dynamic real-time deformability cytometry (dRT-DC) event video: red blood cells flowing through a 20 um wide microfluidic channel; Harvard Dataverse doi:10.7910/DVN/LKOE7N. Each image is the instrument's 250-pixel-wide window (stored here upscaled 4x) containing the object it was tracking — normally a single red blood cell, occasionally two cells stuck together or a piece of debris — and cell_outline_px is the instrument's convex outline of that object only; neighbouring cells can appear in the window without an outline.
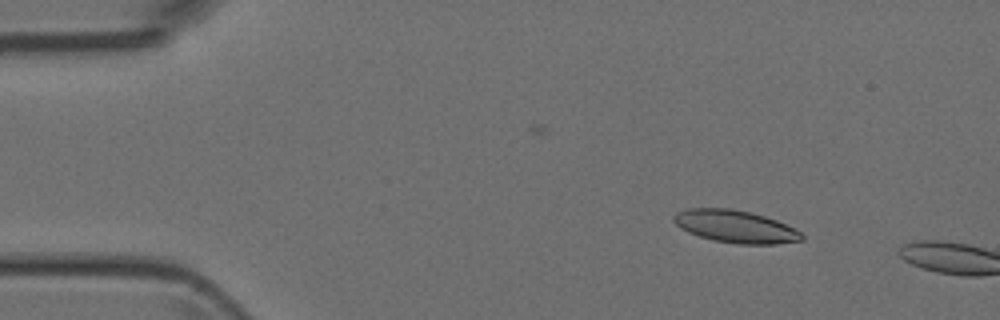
{"species": "Egyptian fruit bat (a non-hibernating species)", "species_latin": "Rousettus aegyptiacus", "temperature_condition": "room temperature", "stored_images_in_passage": 2, "camera_frame_rate_fps": 3000, "um_per_image_px": 0.085, "animal": {"sex": "female"}, "frame": {"image": 1, "passage_image": 1, "time_ms": 0.0, "image_size_px": [1000, 320], "cell_outline_px": [[804, 240], [776, 244], [736, 244], [712, 240], [688, 232], [680, 228], [672, 220], [672, 216], [676, 212], [688, 208], [728, 208], [748, 212], [764, 216], [776, 220], [796, 228], [804, 236]], "centroid_in_image_um": [62.5, 19.26], "position_along_channel_um": 22.5, "area_um2": 24.33}}